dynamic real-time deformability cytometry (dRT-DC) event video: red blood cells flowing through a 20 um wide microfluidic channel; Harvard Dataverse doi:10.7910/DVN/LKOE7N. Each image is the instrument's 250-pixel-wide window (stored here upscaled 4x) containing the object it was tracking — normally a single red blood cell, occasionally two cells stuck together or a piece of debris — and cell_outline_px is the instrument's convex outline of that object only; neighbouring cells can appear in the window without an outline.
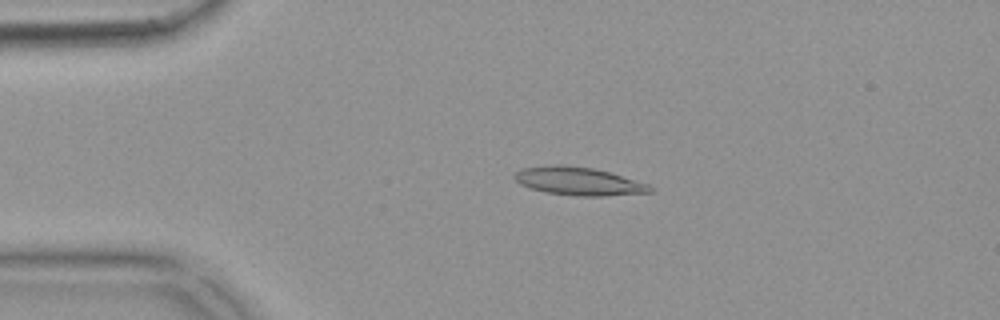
{"species": "common noctule bat (a hibernating species)", "species_latin": "Nyctalus noctula", "temperature_condition": "warm", "stored_images_in_passage": 55, "camera_frame_rate_fps": 3000, "um_per_image_px": 0.085, "animal": {"sex": "female", "body_mass_g": 18.4}, "frame": {"image": 1, "passage_image": 12, "time_ms": 3.667, "image_size_px": [1000, 320], "cell_outline_px": [[656, 188], [652, 192], [604, 196], [576, 196], [544, 192], [528, 188], [520, 184], [512, 176], [516, 172], [524, 168], [556, 164], [560, 164], [592, 168], [608, 172], [652, 184]], "centroid_in_image_um": [49.22, 15.41], "position_along_channel_um": 35.8, "area_um2": 22.43}}
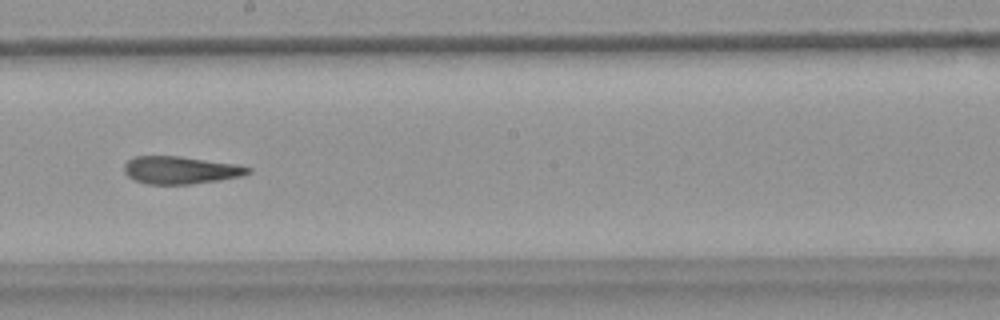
{"frame": {"image": 2, "passage_image": 31, "time_ms": 10.0, "image_size_px": [1000, 320], "cell_outline_px": [[252, 172], [244, 176], [188, 184], [148, 184], [136, 180], [128, 176], [124, 172], [124, 164], [128, 160], [136, 156], [180, 156], [236, 164], [252, 168]], "centroid_in_image_um": [15.36, 14.45], "position_along_channel_um": 232.8, "area_um2": 19.83}}
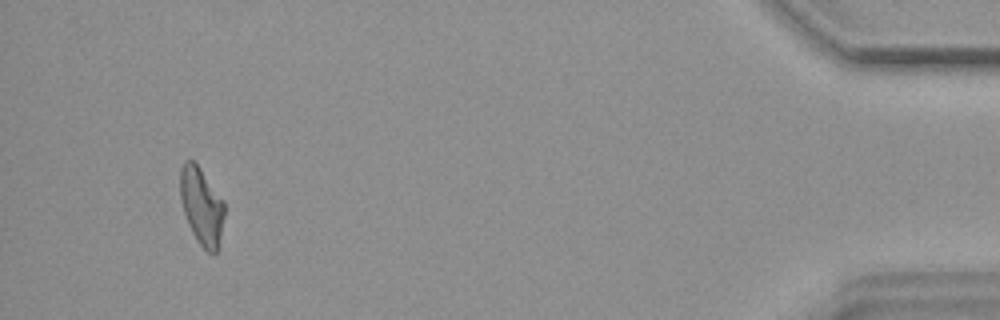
{"frame": {"image": 3, "passage_image": 52, "time_ms": 17.0, "image_size_px": [1000, 320], "cell_outline_px": [[224, 216], [216, 252], [212, 256], [200, 244], [192, 232], [188, 224], [180, 200], [180, 168], [184, 160], [192, 160], [200, 168], [224, 200]], "centroid_in_image_um": [17.12, 17.49], "position_along_channel_um": 418.1, "area_um2": 19.77}, "authors_computed_cell_mechanics": {"area_um2": 20.7502, "velocity_mm_per_s": 3.6814, "shape_relaxation_time_tau1_ms": null, "shape_relaxation_time_tau2_ms": 2.6087, "deformation_change_tau1": null, "deformation_change_tau2": 0.1198}}